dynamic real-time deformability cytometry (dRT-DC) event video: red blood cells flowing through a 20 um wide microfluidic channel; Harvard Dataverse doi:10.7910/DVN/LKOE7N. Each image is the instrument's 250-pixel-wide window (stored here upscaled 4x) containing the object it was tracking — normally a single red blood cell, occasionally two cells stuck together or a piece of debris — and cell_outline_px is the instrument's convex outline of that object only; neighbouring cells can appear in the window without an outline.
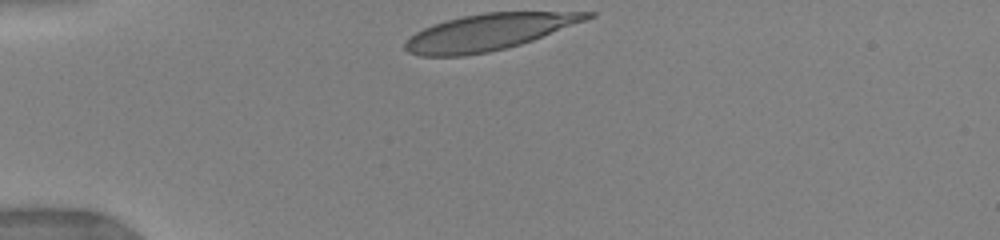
{"species": "human", "species_latin": "Homo sapiens", "temperature_condition": "warm", "stored_images_in_passage": 39, "camera_frame_rate_fps": 3000, "um_per_image_px": 0.085, "donor": {"sex": "female"}, "frame": {"image": 1, "passage_image": 1, "time_ms": 0.0, "image_size_px": [1000, 240], "cell_outline_px": [[596, 16], [588, 20], [532, 40], [520, 44], [488, 52], [464, 56], [420, 56], [408, 52], [404, 48], [404, 44], [416, 32], [432, 24], [444, 20], [460, 16], [484, 12], [596, 12]], "centroid_in_image_um": [41.55, 2.72], "position_along_channel_um": 43.5, "area_um2": 38.55}}